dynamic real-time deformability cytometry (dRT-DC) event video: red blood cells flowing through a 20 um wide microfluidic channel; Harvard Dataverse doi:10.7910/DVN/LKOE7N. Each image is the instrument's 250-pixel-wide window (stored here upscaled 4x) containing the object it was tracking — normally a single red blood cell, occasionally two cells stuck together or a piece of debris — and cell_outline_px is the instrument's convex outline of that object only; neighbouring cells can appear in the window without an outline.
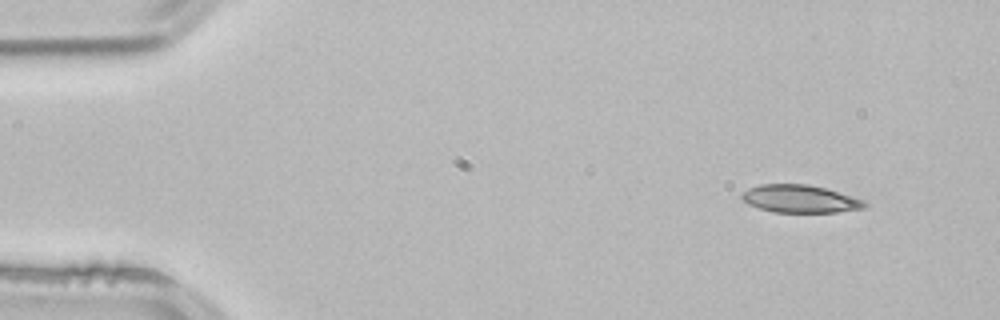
{"species": "common noctule bat (a hibernating species)", "species_latin": "Nyctalus noctula", "temperature_condition": "room temperature", "stored_images_in_passage": 4, "segment_of_instrument_passage": [1, 2], "camera_frame_rate_fps": 3000, "um_per_image_px": 0.085, "animal": {"sex": "male", "body_mass_g": 21.5, "forearm_length_mm": 52.0}, "frame": {"image": 1, "passage_image": 1, "time_ms": 0.0, "image_size_px": [1000, 320], "cell_outline_px": [[868, 204], [864, 208], [836, 212], [776, 212], [760, 208], [748, 204], [740, 196], [748, 188], [760, 184], [808, 184], [824, 188], [852, 196], [864, 200]], "centroid_in_image_um": [68.01, 16.9], "position_along_channel_um": 17.0, "area_um2": 19.65}}